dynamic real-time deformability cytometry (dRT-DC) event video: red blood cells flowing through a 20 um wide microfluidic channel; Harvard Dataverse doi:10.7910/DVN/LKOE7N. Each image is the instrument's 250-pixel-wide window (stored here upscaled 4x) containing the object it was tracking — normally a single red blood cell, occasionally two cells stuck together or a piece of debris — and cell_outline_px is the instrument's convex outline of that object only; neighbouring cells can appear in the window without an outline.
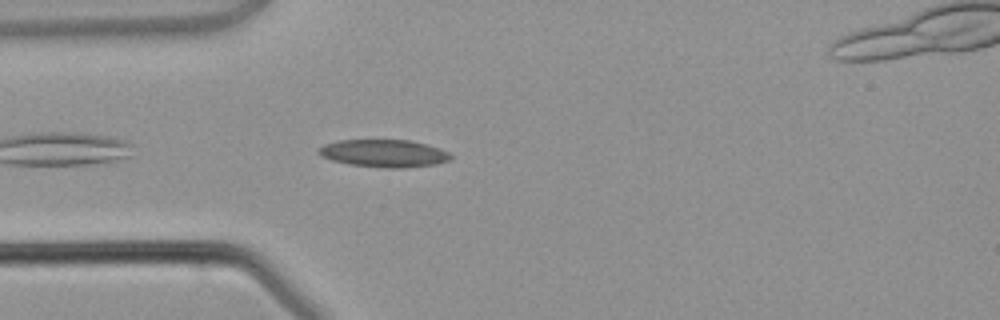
{"species": "common noctule bat (a hibernating species)", "species_latin": "Nyctalus noctula", "temperature_condition": "warm", "stored_images_in_passage": 3, "camera_frame_rate_fps": 3000, "um_per_image_px": 0.085, "animal": {"sex": "male", "body_mass_g": 21.5, "forearm_length_mm": 52.0}, "frame": {"image": 1, "passage_image": 2, "time_ms": 1.333, "image_size_px": [1000, 320], "cell_outline_px": [[452, 156], [448, 160], [436, 164], [400, 168], [388, 168], [348, 164], [332, 160], [320, 156], [316, 152], [316, 148], [324, 144], [336, 140], [412, 140], [428, 144], [440, 148], [448, 152]], "centroid_in_image_um": [32.59, 13.02], "position_along_channel_um": 52.4, "area_um2": 21.39}}